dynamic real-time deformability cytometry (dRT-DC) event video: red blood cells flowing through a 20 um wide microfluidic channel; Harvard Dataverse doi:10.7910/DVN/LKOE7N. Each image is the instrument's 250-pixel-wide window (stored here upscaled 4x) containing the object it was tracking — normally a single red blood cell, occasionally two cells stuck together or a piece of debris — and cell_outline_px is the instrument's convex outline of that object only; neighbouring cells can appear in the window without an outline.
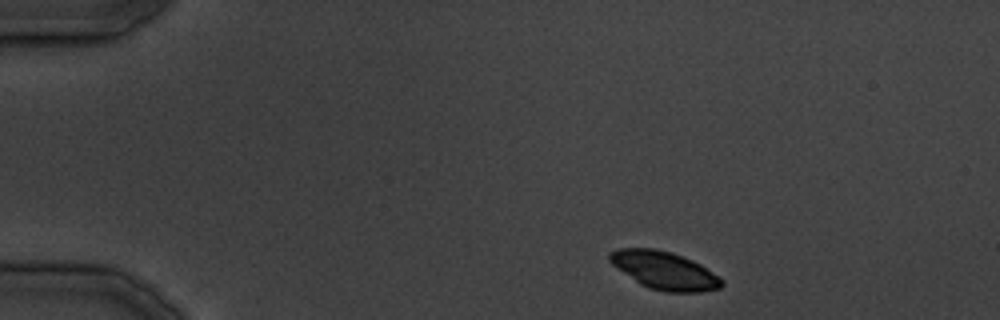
{"species": "common noctule bat (a hibernating species)", "species_latin": "Nyctalus noctula", "temperature_condition": "cold", "stored_images_in_passage": 32, "camera_frame_rate_fps": 3000, "um_per_image_px": 0.085, "animal": {"sex": "male", "body_mass_g": 19.5, "forearm_length_mm": 54.6}, "frame": {"image": 1, "passage_image": 1, "time_ms": 0.0, "image_size_px": [1000, 320], "cell_outline_px": [[724, 284], [720, 288], [700, 292], [664, 292], [648, 288], [640, 284], [612, 264], [608, 260], [608, 252], [616, 248], [656, 248], [672, 252], [692, 260], [700, 264], [724, 280]], "centroid_in_image_um": [56.46, 22.98], "position_along_channel_um": 28.5, "area_um2": 24.85}}
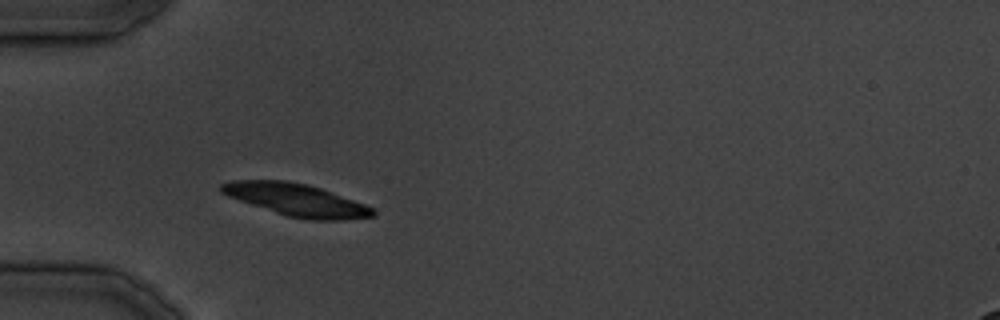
{"frame": {"image": 2, "passage_image": 7, "time_ms": 6.667, "image_size_px": [1000, 320], "cell_outline_px": [[376, 216], [340, 220], [312, 220], [288, 216], [228, 196], [220, 192], [220, 184], [232, 180], [288, 180], [308, 184], [320, 188], [376, 208]], "centroid_in_image_um": [25.23, 16.98], "position_along_channel_um": 59.8, "area_um2": 28.38}}
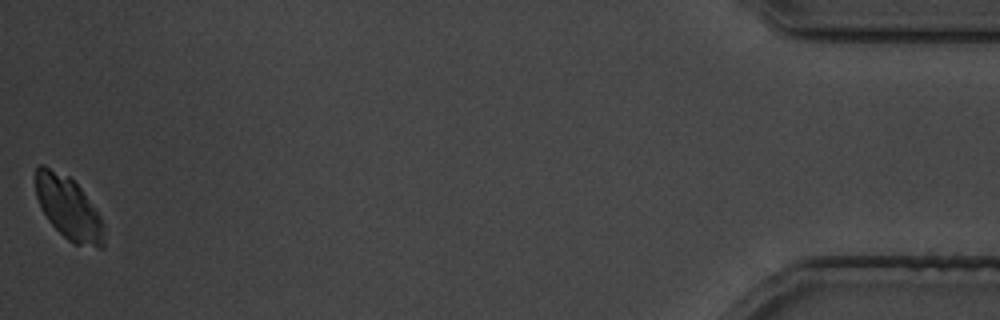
{"frame": {"image": 3, "passage_image": 32, "time_ms": 37.667, "image_size_px": [1000, 320], "cell_outline_px": [[104, 248], [100, 248], [72, 244], [48, 220], [40, 208], [36, 196], [36, 168], [40, 164], [44, 164], [68, 176], [80, 188], [100, 216], [104, 224]], "centroid_in_image_um": [5.82, 17.7], "position_along_channel_um": 429.4, "area_um2": 25.03}}